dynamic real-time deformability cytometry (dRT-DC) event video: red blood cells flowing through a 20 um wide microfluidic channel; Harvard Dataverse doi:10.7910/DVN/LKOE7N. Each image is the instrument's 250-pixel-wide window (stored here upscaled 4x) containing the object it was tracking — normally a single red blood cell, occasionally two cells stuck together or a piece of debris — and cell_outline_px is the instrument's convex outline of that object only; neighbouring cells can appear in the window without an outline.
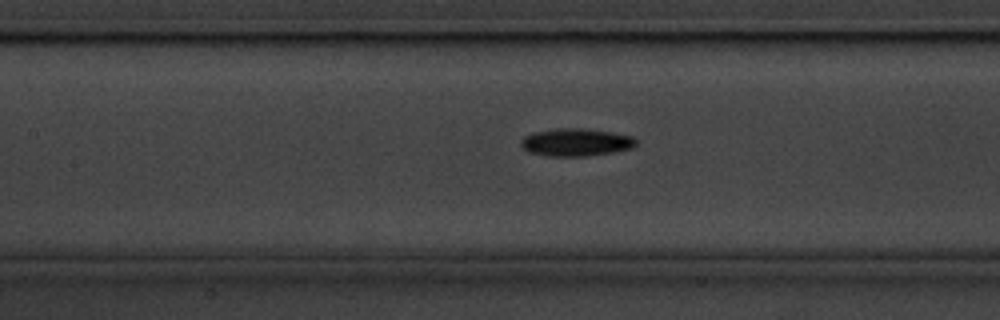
{"species": "common noctule bat (a hibernating species)", "species_latin": "Nyctalus noctula", "temperature_condition": "cold", "stored_images_in_passage": 9, "camera_frame_rate_fps": 3000, "um_per_image_px": 0.085, "animal": {"sex": "male", "body_mass_g": 20.1, "forearm_length_mm": 53.5}, "frame": {"image": 1, "passage_image": 9, "time_ms": 2.667, "image_size_px": [1000, 320], "cell_outline_px": [[636, 144], [632, 148], [612, 152], [584, 156], [552, 156], [528, 152], [520, 144], [520, 140], [524, 136], [532, 132], [556, 128], [584, 128], [612, 132], [632, 136], [636, 140]], "centroid_in_image_um": [48.93, 12.08], "position_along_channel_um": 158.5, "area_um2": 18.55}}